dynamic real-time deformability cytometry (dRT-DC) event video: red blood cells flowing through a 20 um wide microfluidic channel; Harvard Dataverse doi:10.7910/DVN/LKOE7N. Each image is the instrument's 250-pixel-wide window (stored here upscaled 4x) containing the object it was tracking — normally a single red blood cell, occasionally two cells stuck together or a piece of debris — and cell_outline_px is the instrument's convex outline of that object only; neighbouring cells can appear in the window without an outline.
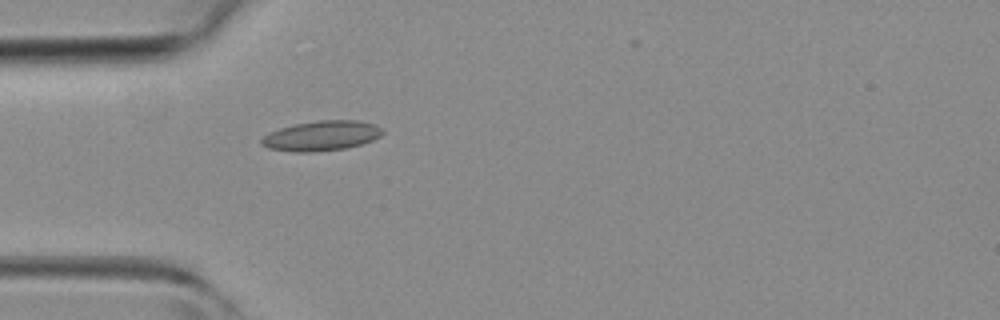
{"species": "common noctule bat (a hibernating species)", "species_latin": "Nyctalus noctula", "temperature_condition": "room temperature", "stored_images_in_passage": 31, "camera_frame_rate_fps": 3000, "um_per_image_px": 0.085, "animal": {"sex": "female", "body_mass_g": 19.3, "forearm_length_mm": 54.1}, "frame": {"image": 1, "passage_image": 2, "time_ms": 0.333, "image_size_px": [1000, 320], "cell_outline_px": [[384, 132], [380, 136], [372, 140], [360, 144], [344, 148], [312, 152], [292, 152], [268, 148], [260, 144], [260, 140], [268, 132], [280, 128], [296, 124], [316, 120], [356, 120], [376, 124]], "centroid_in_image_um": [27.29, 11.54], "position_along_channel_um": 57.7, "area_um2": 21.1}}
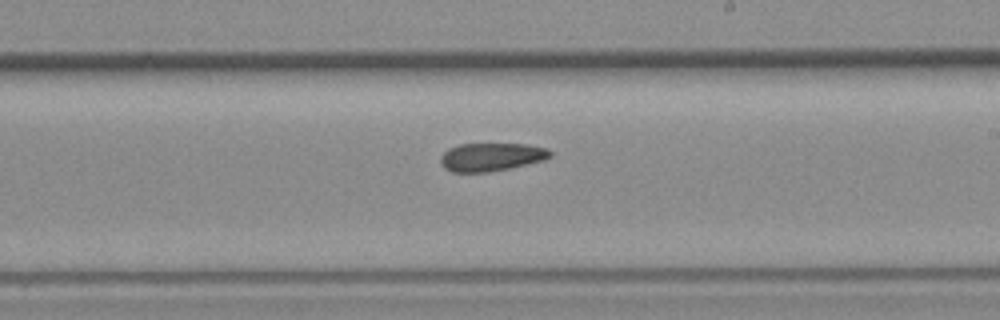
{"frame": {"image": 2, "passage_image": 14, "time_ms": 4.333, "image_size_px": [1000, 320], "cell_outline_px": [[552, 156], [544, 160], [508, 168], [488, 172], [452, 172], [444, 168], [440, 160], [440, 156], [448, 148], [460, 144], [524, 144], [548, 148], [552, 152]], "centroid_in_image_um": [41.75, 13.33], "position_along_channel_um": 247.3, "area_um2": 17.98}}
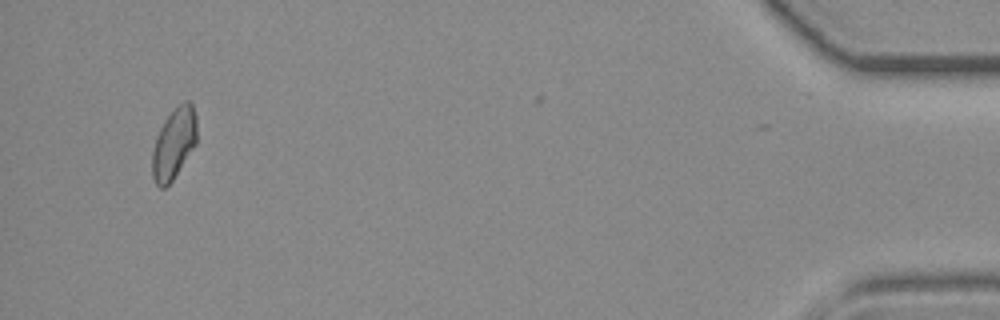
{"frame": {"image": 3, "passage_image": 30, "time_ms": 9.667, "image_size_px": [1000, 320], "cell_outline_px": [[196, 144], [172, 180], [164, 188], [160, 188], [156, 184], [152, 176], [152, 152], [156, 136], [164, 120], [184, 100], [192, 100], [196, 116]], "centroid_in_image_um": [14.78, 12.18], "position_along_channel_um": 420.4, "area_um2": 18.38}}